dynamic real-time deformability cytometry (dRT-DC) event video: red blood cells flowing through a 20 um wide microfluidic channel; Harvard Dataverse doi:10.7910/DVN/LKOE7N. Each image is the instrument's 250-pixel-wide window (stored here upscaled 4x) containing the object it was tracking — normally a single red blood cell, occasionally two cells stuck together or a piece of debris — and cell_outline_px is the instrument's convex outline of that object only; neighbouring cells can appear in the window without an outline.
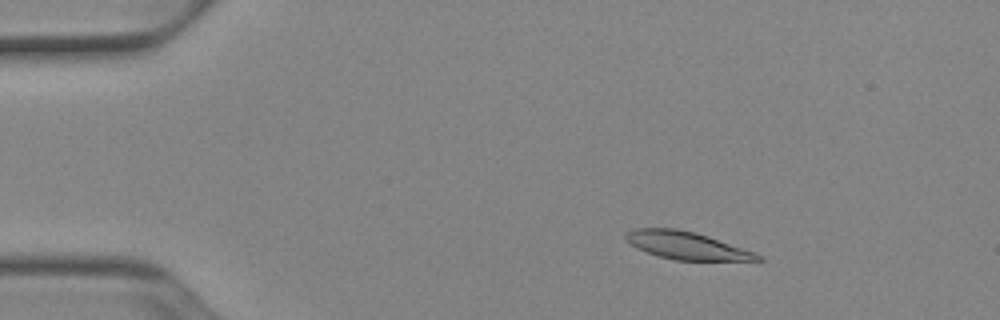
{"species": "Egyptian fruit bat (a non-hibernating species)", "species_latin": "Rousettus aegyptiacus", "temperature_condition": "cold", "stored_images_in_passage": 53, "camera_frame_rate_fps": 3000, "um_per_image_px": 0.085, "animal": {"sex": "female"}, "frame": {"image": 1, "passage_image": 9, "time_ms": 2.667, "image_size_px": [1000, 320], "cell_outline_px": [[764, 260], [676, 260], [660, 256], [636, 248], [624, 240], [624, 236], [632, 228], [676, 228], [696, 232], [756, 252], [764, 256]], "centroid_in_image_um": [58.36, 20.85], "position_along_channel_um": 26.6, "area_um2": 21.27}}
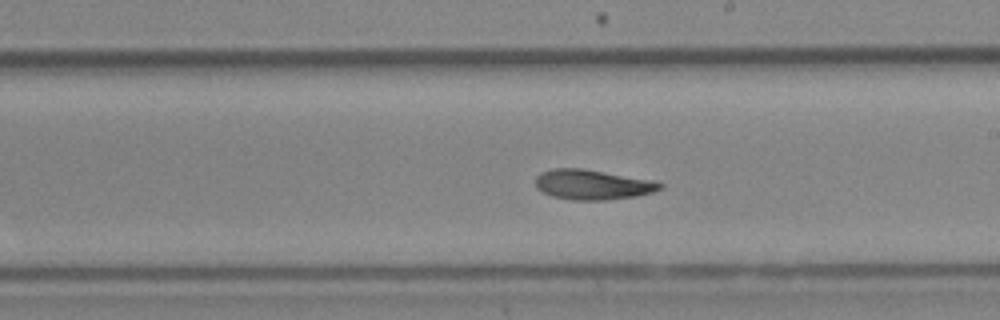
{"frame": {"image": 2, "passage_image": 31, "time_ms": 10.0, "image_size_px": [1000, 320], "cell_outline_px": [[664, 188], [652, 192], [636, 196], [604, 200], [572, 200], [552, 196], [536, 188], [536, 176], [540, 172], [552, 168], [580, 168], [652, 180], [664, 184]], "centroid_in_image_um": [50.35, 15.69], "position_along_channel_um": 238.7, "area_um2": 21.68}}
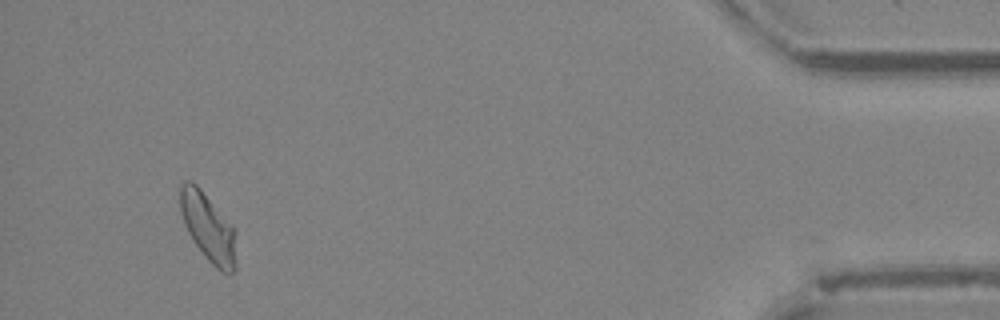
{"frame": {"image": 3, "passage_image": 50, "time_ms": 16.333, "image_size_px": [1000, 320], "cell_outline_px": [[236, 268], [228, 276], [220, 272], [208, 260], [192, 240], [184, 224], [180, 212], [180, 184], [188, 180], [192, 180], [200, 188], [232, 224], [236, 232]], "centroid_in_image_um": [17.72, 19.36], "position_along_channel_um": 417.5, "area_um2": 22.66}, "authors_computed_cell_mechanics": {"area_um2": 21.8484, "velocity_mm_per_s": 3.8835, "shape_relaxation_time_tau1_ms": 10.3565, "shape_relaxation_time_tau2_ms": 5.0279, "deformation_change_tau1": 0.2112, "deformation_change_tau2": 0.1109}}